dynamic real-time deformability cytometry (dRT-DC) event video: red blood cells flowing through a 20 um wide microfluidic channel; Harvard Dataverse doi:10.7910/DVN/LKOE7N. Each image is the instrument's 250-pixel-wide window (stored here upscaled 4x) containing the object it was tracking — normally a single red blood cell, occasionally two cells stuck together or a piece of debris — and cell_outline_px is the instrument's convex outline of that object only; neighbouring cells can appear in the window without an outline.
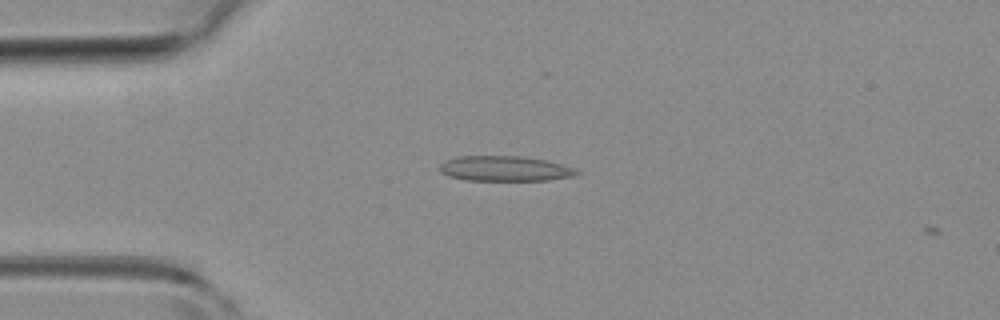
{"species": "common noctule bat (a hibernating species)", "species_latin": "Nyctalus noctula", "temperature_condition": "room temperature", "stored_images_in_passage": 3, "camera_frame_rate_fps": 3000, "um_per_image_px": 0.085, "animal": {"sex": "female", "body_mass_g": 19.3, "forearm_length_mm": 54.1}, "frame": {"image": 1, "passage_image": 2, "time_ms": 0.333, "image_size_px": [1000, 320], "cell_outline_px": [[580, 172], [576, 176], [548, 180], [464, 180], [448, 176], [440, 172], [440, 164], [444, 160], [456, 156], [520, 156], [548, 160], [572, 168]], "centroid_in_image_um": [42.87, 14.33], "position_along_channel_um": 42.1, "area_um2": 20.17}}